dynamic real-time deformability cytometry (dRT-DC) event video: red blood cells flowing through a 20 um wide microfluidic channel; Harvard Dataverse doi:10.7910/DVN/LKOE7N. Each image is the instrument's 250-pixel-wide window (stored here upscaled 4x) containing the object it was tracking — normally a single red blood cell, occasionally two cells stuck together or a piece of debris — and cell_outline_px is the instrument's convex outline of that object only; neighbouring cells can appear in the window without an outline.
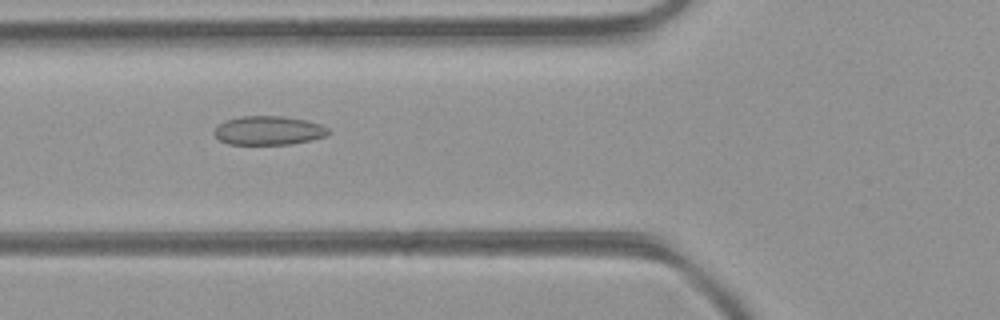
{"species": "common noctule bat (a hibernating species)", "species_latin": "Nyctalus noctula", "temperature_condition": "room temperature", "stored_images_in_passage": 32, "camera_frame_rate_fps": 3000, "um_per_image_px": 0.085, "animal": {"sex": "female", "body_mass_g": 21.9}, "frame": {"image": 1, "passage_image": 3, "time_ms": 0.667, "image_size_px": [1000, 320], "cell_outline_px": [[328, 132], [324, 136], [308, 140], [288, 144], [228, 144], [220, 140], [212, 132], [224, 120], [240, 116], [284, 116], [308, 120], [320, 124], [328, 128]], "centroid_in_image_um": [22.79, 11.08], "position_along_channel_um": 103.0, "area_um2": 19.07}}
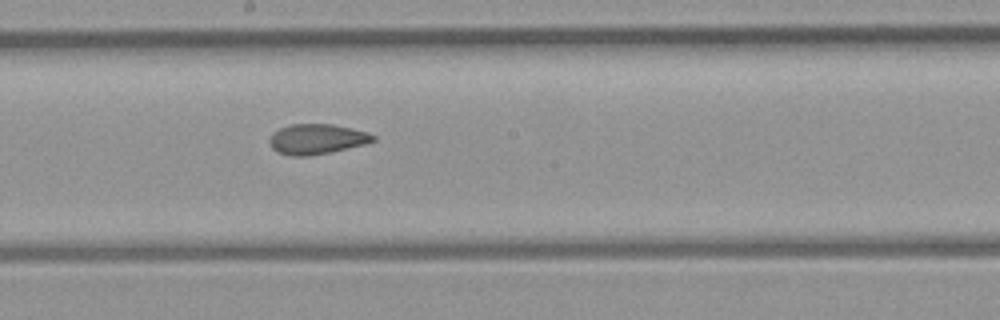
{"frame": {"image": 2, "passage_image": 11, "time_ms": 3.333, "image_size_px": [1000, 320], "cell_outline_px": [[376, 140], [364, 144], [328, 152], [308, 156], [288, 156], [276, 152], [272, 148], [268, 140], [280, 128], [292, 124], [332, 124], [368, 132], [376, 136]], "centroid_in_image_um": [26.92, 11.83], "position_along_channel_um": 221.3, "area_um2": 18.03}}
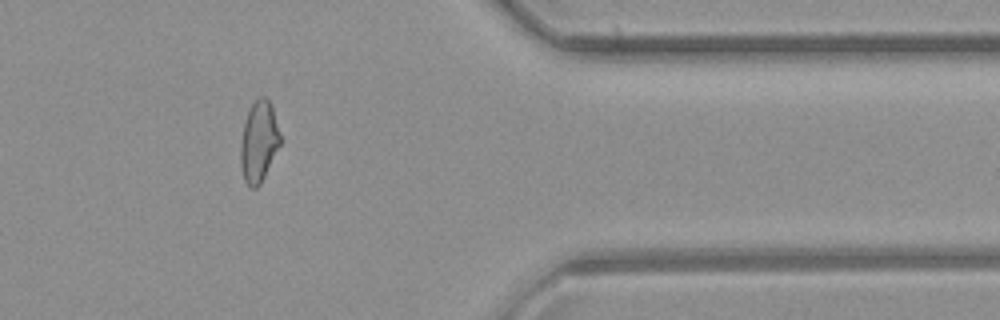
{"frame": {"image": 3, "passage_image": 24, "time_ms": 7.667, "image_size_px": [1000, 320], "cell_outline_px": [[280, 144], [260, 184], [256, 188], [252, 188], [244, 180], [240, 164], [240, 144], [244, 124], [248, 112], [252, 104], [260, 96], [264, 96], [272, 104], [280, 136]], "centroid_in_image_um": [21.99, 12.03], "position_along_channel_um": 389.4, "area_um2": 18.44}}